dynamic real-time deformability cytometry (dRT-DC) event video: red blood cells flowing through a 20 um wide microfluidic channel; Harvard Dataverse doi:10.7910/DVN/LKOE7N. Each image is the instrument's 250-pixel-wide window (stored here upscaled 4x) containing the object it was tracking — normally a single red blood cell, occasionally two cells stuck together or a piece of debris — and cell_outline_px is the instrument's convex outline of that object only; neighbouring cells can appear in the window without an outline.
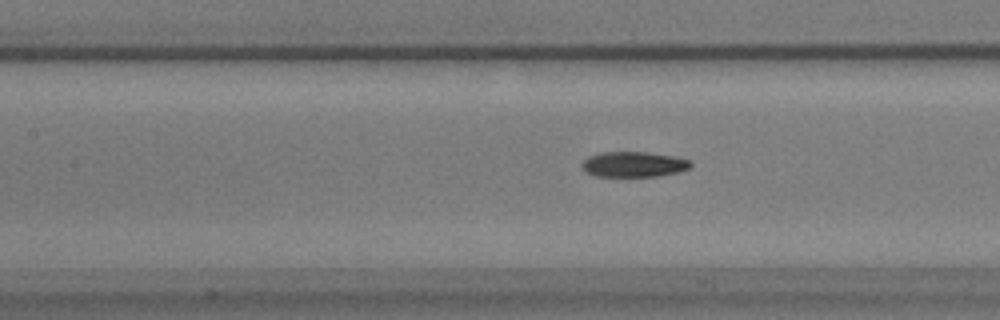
{"species": "common noctule bat (a hibernating species)", "species_latin": "Nyctalus noctula", "temperature_condition": "warm", "stored_images_in_passage": 57, "camera_frame_rate_fps": 3000, "um_per_image_px": 0.085, "animal": {"sex": "male", "body_mass_g": 17.9}, "frame": {"image": 1, "passage_image": 24, "time_ms": 7.667, "image_size_px": [1000, 320], "cell_outline_px": [[692, 164], [688, 168], [680, 172], [656, 176], [596, 176], [588, 172], [580, 164], [588, 156], [600, 152], [648, 152], [672, 156], [688, 160]], "centroid_in_image_um": [53.85, 13.96], "position_along_channel_um": 153.6, "area_um2": 15.9}}
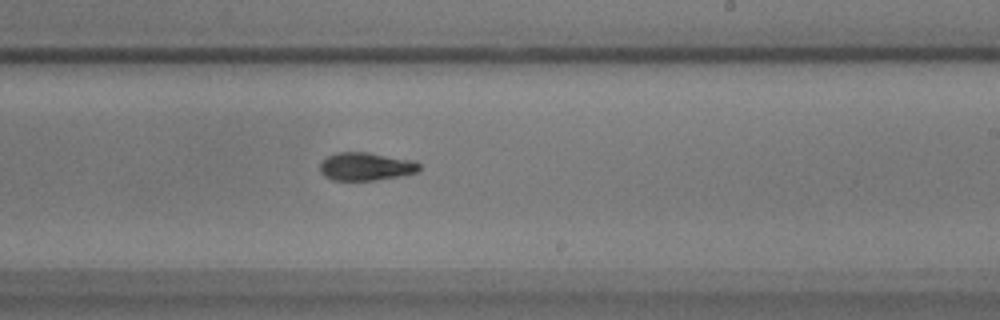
{"frame": {"image": 2, "passage_image": 33, "time_ms": 10.667, "image_size_px": [1000, 320], "cell_outline_px": [[420, 172], [404, 176], [376, 180], [332, 180], [324, 176], [320, 172], [320, 164], [328, 156], [336, 152], [368, 152], [416, 160], [420, 164]], "centroid_in_image_um": [31.16, 14.15], "position_along_channel_um": 257.8, "area_um2": 16.59}}
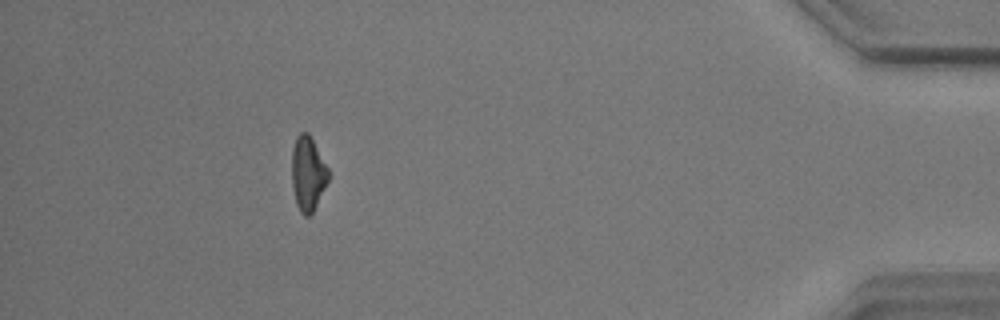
{"frame": {"image": 3, "passage_image": 51, "time_ms": 16.667, "image_size_px": [1000, 320], "cell_outline_px": [[328, 180], [312, 212], [308, 216], [304, 216], [300, 212], [296, 204], [292, 184], [292, 148], [296, 136], [300, 132], [308, 132], [328, 168]], "centroid_in_image_um": [26.14, 14.73], "position_along_channel_um": 409.1, "area_um2": 15.61}, "authors_computed_cell_mechanics": {"area_um2": 16.3574, "velocity_mm_per_s": 3.4881, "shape_relaxation_time_tau1_ms": 6.725, "shape_relaxation_time_tau2_ms": 2.383, "deformation_change_tau1": 0.1842, "deformation_change_tau2": 0.0894}}